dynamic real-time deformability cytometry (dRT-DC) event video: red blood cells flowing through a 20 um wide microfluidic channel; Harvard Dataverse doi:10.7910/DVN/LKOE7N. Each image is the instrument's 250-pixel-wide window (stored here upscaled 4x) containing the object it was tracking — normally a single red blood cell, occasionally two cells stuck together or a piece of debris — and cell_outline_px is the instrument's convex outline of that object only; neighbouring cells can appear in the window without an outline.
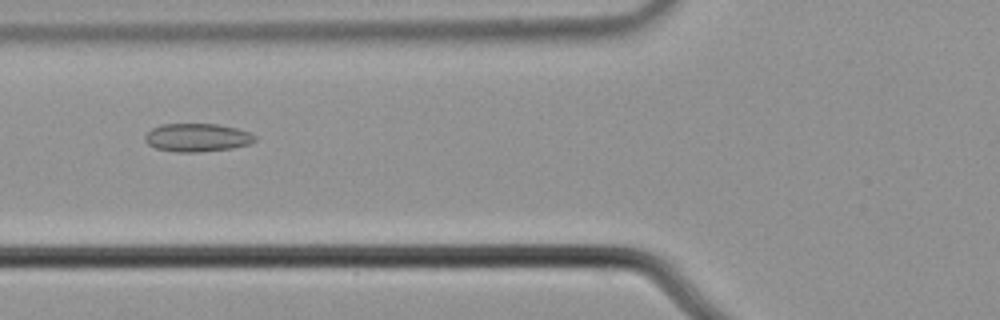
{"species": "common noctule bat (a hibernating species)", "species_latin": "Nyctalus noctula", "temperature_condition": "cold", "stored_images_in_passage": 8, "camera_frame_rate_fps": 3000, "um_per_image_px": 0.085, "animal": {"sex": "male", "body_mass_g": 21.5, "forearm_length_mm": 52.0}, "frame": {"image": 1, "passage_image": 6, "time_ms": 1.667, "image_size_px": [1000, 320], "cell_outline_px": [[256, 140], [248, 144], [232, 148], [196, 152], [176, 152], [156, 148], [148, 144], [144, 140], [144, 136], [152, 128], [160, 124], [220, 124], [236, 128], [248, 132], [256, 136]], "centroid_in_image_um": [16.74, 11.68], "position_along_channel_um": 109.1, "area_um2": 18.03}}
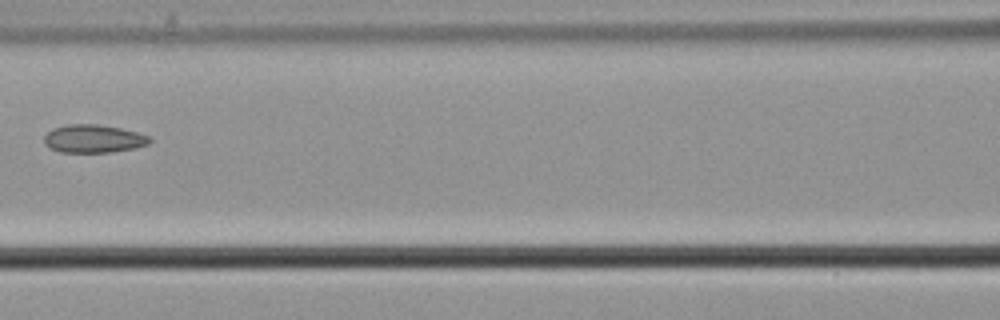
{"frame": {"image": 2, "passage_image": 7, "time_ms": 2.0, "image_size_px": [1000, 320], "cell_outline_px": [[152, 140], [148, 144], [132, 148], [112, 152], [60, 152], [48, 148], [44, 144], [44, 136], [52, 128], [68, 124], [96, 124], [120, 128], [136, 132], [148, 136]], "centroid_in_image_um": [7.89, 11.79], "position_along_channel_um": 158.7, "area_um2": 17.22}}
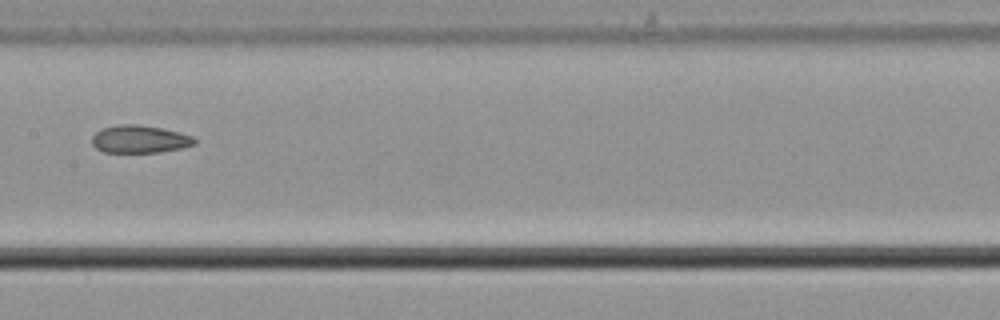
{"frame": {"image": 3, "passage_image": 8, "time_ms": 2.333, "image_size_px": [1000, 320], "cell_outline_px": [[196, 144], [180, 148], [160, 152], [104, 152], [96, 148], [92, 144], [92, 136], [100, 128], [116, 124], [140, 124], [164, 128], [180, 132], [192, 136], [196, 140]], "centroid_in_image_um": [11.86, 11.81], "position_along_channel_um": 195.5, "area_um2": 16.76}}